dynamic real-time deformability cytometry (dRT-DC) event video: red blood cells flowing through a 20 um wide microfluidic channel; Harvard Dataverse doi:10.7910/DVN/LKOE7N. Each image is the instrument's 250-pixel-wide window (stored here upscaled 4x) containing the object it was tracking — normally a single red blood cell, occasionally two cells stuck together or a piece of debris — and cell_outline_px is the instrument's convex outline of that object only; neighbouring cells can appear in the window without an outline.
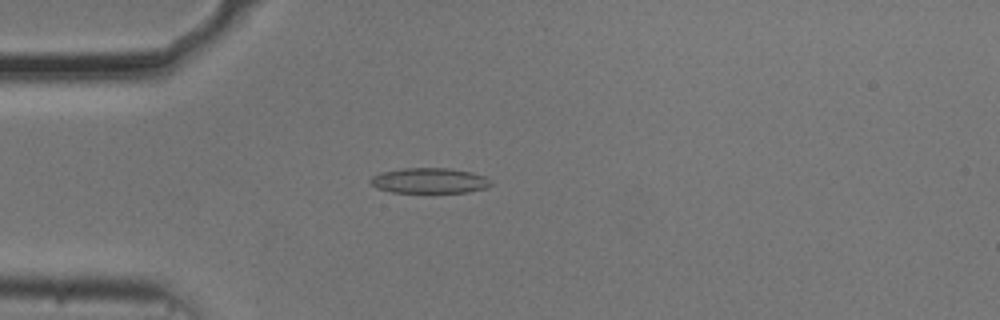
{"species": "common noctule bat (a hibernating species)", "species_latin": "Nyctalus noctula", "temperature_condition": "cold", "stored_images_in_passage": 54, "camera_frame_rate_fps": 3000, "um_per_image_px": 0.085, "animal": {"sex": "male", "body_mass_g": 20.5, "forearm_length_mm": 52.5}, "frame": {"image": 1, "passage_image": 15, "time_ms": 4.667, "image_size_px": [1000, 320], "cell_outline_px": [[492, 184], [488, 188], [468, 192], [392, 192], [376, 188], [368, 184], [368, 180], [372, 176], [380, 172], [404, 168], [452, 168], [472, 172], [484, 176], [492, 180]], "centroid_in_image_um": [36.49, 15.35], "position_along_channel_um": 48.5, "area_um2": 18.09}}
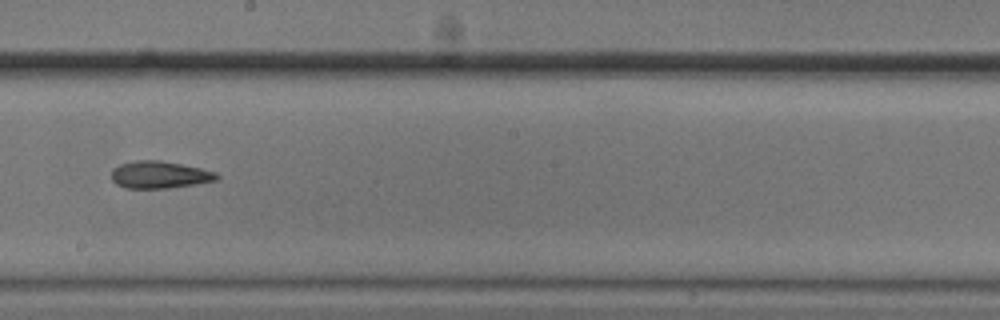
{"frame": {"image": 2, "passage_image": 31, "time_ms": 10.0, "image_size_px": [1000, 320], "cell_outline_px": [[220, 176], [216, 180], [196, 184], [168, 188], [124, 188], [116, 184], [112, 180], [112, 168], [120, 164], [136, 160], [160, 160], [200, 168], [216, 172]], "centroid_in_image_um": [13.54, 14.85], "position_along_channel_um": 234.7, "area_um2": 16.7}}
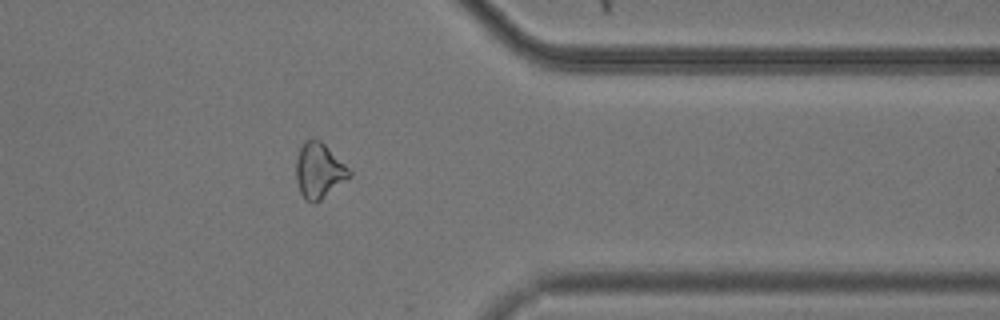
{"frame": {"image": 3, "passage_image": 44, "time_ms": 14.333, "image_size_px": [1000, 320], "cell_outline_px": [[352, 176], [316, 204], [312, 204], [304, 200], [300, 192], [296, 180], [296, 160], [300, 148], [304, 140], [312, 136], [320, 140], [352, 172]], "centroid_in_image_um": [27.09, 14.52], "position_along_channel_um": 384.3, "area_um2": 17.4}, "authors_computed_cell_mechanics": {"area_um2": 17.3111, "velocity_mm_per_s": 3.7158, "shape_relaxation_time_tau1_ms": null, "shape_relaxation_time_tau2_ms": 3.6652, "deformation_change_tau1": null, "deformation_change_tau2": 0.1165}}